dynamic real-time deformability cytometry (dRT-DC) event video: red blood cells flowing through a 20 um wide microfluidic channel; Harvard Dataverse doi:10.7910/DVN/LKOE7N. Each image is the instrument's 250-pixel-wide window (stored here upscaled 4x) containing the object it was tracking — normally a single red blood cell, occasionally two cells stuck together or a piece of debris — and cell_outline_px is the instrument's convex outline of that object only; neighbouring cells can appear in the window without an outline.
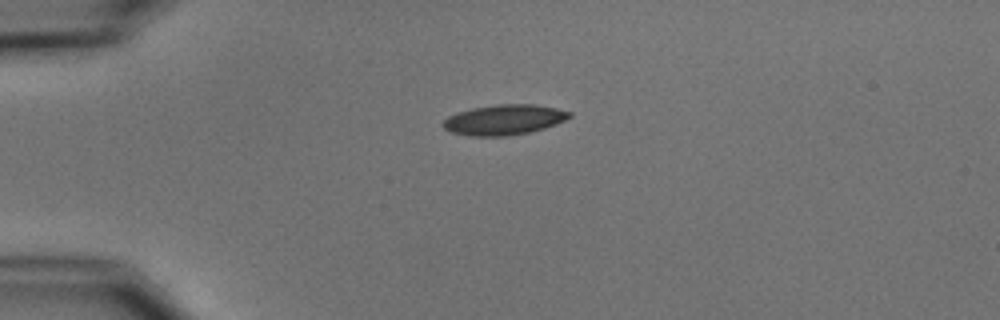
{"species": "common noctule bat (a hibernating species)", "species_latin": "Nyctalus noctula", "temperature_condition": "cold", "stored_images_in_passage": 3, "camera_frame_rate_fps": 3000, "um_per_image_px": 0.085, "animal": {"sex": "male", "body_mass_g": 15.6}, "frame": {"image": 1, "passage_image": 1, "time_ms": 0.0, "image_size_px": [1000, 320], "cell_outline_px": [[572, 116], [556, 124], [544, 128], [528, 132], [508, 136], [472, 136], [452, 132], [444, 128], [440, 124], [448, 116], [456, 112], [472, 108], [496, 104], [536, 104], [556, 108], [572, 112]], "centroid_in_image_um": [42.84, 10.17], "position_along_channel_um": 42.2, "area_um2": 22.37}}